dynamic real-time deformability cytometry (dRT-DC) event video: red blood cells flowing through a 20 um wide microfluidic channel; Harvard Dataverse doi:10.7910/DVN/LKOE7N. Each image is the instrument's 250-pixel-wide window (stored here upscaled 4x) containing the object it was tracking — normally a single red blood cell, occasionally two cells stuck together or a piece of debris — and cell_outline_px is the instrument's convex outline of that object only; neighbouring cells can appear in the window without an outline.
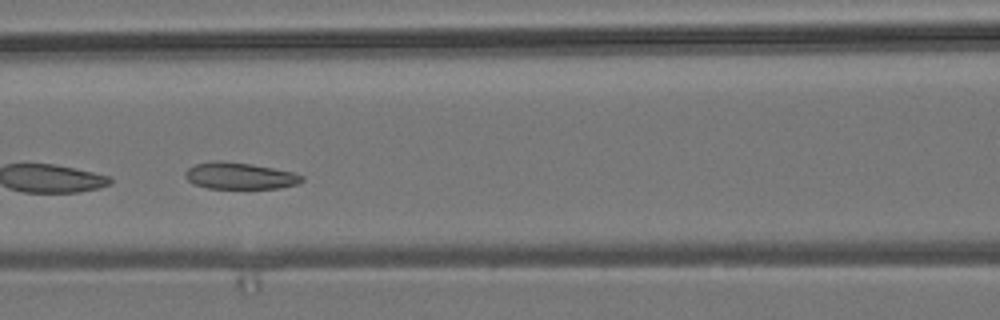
{"species": "common noctule bat (a hibernating species)", "species_latin": "Nyctalus noctula", "temperature_condition": "room temperature", "stored_images_in_passage": 6, "camera_frame_rate_fps": 3000, "um_per_image_px": 0.085, "animal": {"sex": "male", "body_mass_g": 19.2, "forearm_length_mm": 51.8}, "frame": {"image": 1, "passage_image": 6, "time_ms": 5.667, "image_size_px": [1000, 320], "cell_outline_px": [[304, 180], [296, 184], [280, 188], [208, 188], [192, 184], [184, 176], [184, 172], [188, 168], [196, 164], [212, 160], [216, 160], [252, 164], [296, 172], [304, 176]], "centroid_in_image_um": [20.38, 14.94], "position_along_channel_um": 146.2, "area_um2": 18.26}}